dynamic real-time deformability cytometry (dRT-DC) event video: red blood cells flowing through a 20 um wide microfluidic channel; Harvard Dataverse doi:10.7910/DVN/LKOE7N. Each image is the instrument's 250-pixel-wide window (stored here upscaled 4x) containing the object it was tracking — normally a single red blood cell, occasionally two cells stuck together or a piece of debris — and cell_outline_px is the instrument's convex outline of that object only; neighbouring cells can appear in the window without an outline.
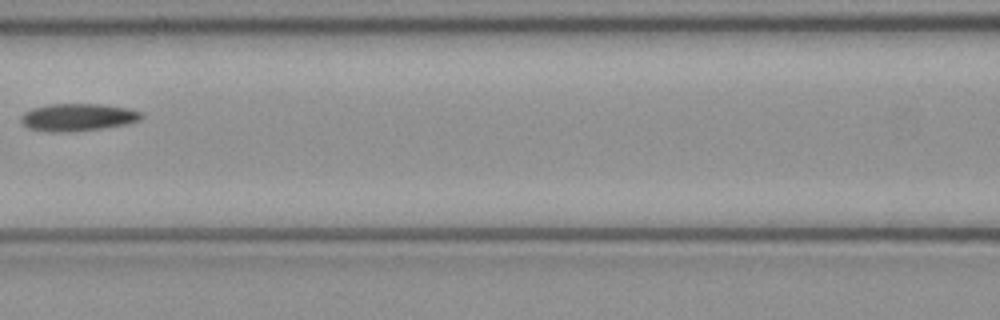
{"species": "common noctule bat (a hibernating species)", "species_latin": "Nyctalus noctula", "temperature_condition": "cold", "stored_images_in_passage": 8, "camera_frame_rate_fps": 3000, "um_per_image_px": 0.085, "animal": {"sex": "female", "body_mass_g": 21.9}, "frame": {"image": 1, "passage_image": 7, "time_ms": 2.0, "image_size_px": [1000, 320], "cell_outline_px": [[144, 116], [140, 120], [124, 124], [104, 128], [68, 132], [52, 132], [28, 128], [20, 120], [20, 116], [24, 112], [32, 108], [48, 104], [104, 104], [128, 108], [140, 112]], "centroid_in_image_um": [6.6, 9.96], "position_along_channel_um": 160.0, "area_um2": 19.31}}
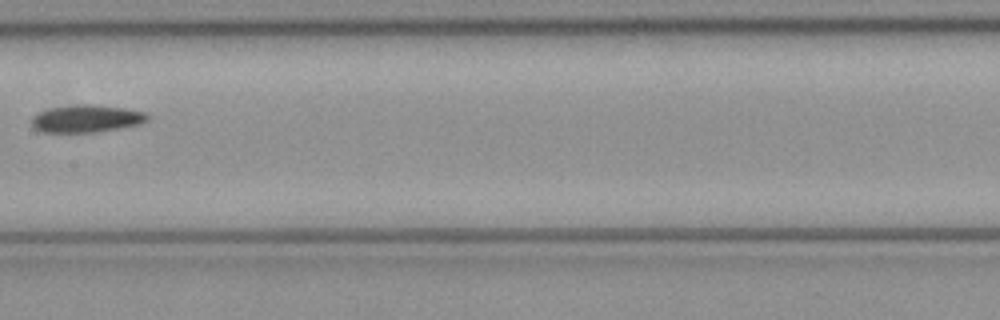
{"frame": {"image": 2, "passage_image": 8, "time_ms": 2.333, "image_size_px": [1000, 320], "cell_outline_px": [[148, 120], [140, 124], [120, 128], [96, 132], [40, 132], [32, 128], [28, 120], [36, 112], [52, 108], [76, 104], [96, 104], [124, 108], [144, 112], [148, 116]], "centroid_in_image_um": [7.27, 10.08], "position_along_channel_um": 200.1, "area_um2": 18.84}}